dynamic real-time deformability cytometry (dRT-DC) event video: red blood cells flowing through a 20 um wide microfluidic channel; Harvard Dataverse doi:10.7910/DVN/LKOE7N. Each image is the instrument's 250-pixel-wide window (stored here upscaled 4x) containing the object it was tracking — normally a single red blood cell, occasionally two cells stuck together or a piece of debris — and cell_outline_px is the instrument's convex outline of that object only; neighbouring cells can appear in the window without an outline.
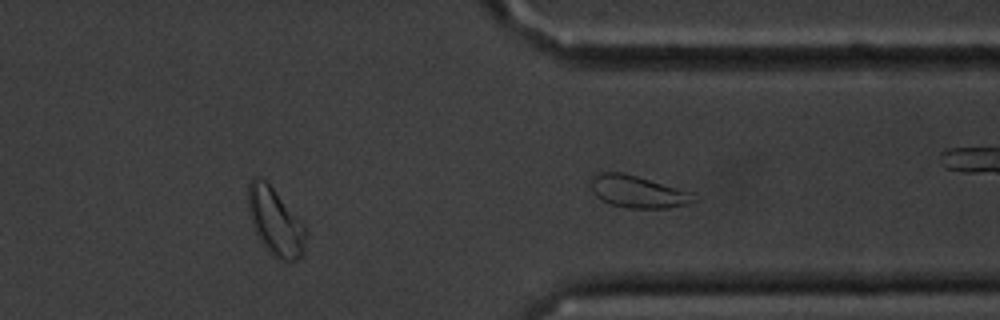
{"species": "common noctule bat (a hibernating species)", "species_latin": "Nyctalus noctula", "temperature_condition": "cold", "stored_images_in_passage": 44, "camera_frame_rate_fps": 3000, "um_per_image_px": 0.085, "animal": {"sex": "male", "body_mass_g": 20.1, "forearm_length_mm": 53.5}, "frame": {"image": 1, "passage_image": 32, "time_ms": 10.333, "image_size_px": [1000, 320], "cell_outline_px": [[308, 236], [304, 252], [296, 260], [280, 260], [268, 252], [264, 248], [252, 224], [248, 212], [248, 184], [256, 176], [264, 180], [272, 188], [304, 224], [308, 232]], "centroid_in_image_um": [23.42, 18.89], "position_along_channel_um": 388.0, "area_um2": 22.54}, "authors_computed_cell_mechanics": {"area_um2": 19.1318, "velocity_mm_per_s": 3.3542, "shape_relaxation_time_tau1_ms": 3.52, "shape_relaxation_time_tau2_ms": 1.4464, "deformation_change_tau1": 0.0741, "deformation_change_tau2": 0.0479}}